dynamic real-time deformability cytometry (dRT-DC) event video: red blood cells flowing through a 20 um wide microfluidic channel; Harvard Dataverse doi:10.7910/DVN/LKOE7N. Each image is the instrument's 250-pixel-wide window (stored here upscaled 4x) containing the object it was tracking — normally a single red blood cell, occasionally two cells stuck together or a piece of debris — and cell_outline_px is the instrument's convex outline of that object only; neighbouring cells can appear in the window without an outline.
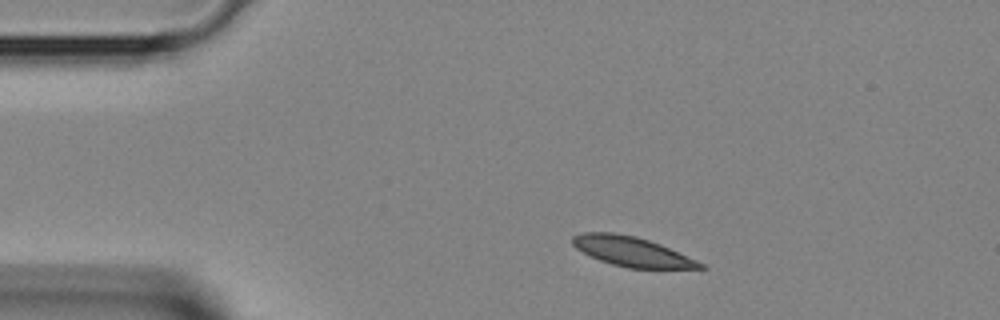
{"species": "Egyptian fruit bat (a non-hibernating species)", "species_latin": "Rousettus aegyptiacus", "temperature_condition": "room temperature", "stored_images_in_passage": 4, "segment_of_instrument_passage": [2, 2], "camera_frame_rate_fps": 3000, "um_per_image_px": 0.085, "animal": {"sex": "female"}, "frame": {"image": 1, "passage_image": 4, "time_ms": 1.0, "image_size_px": [1000, 320], "cell_outline_px": [[708, 268], [628, 268], [612, 264], [600, 260], [576, 248], [572, 244], [572, 236], [580, 232], [612, 232], [636, 236], [660, 244], [696, 260], [704, 264]], "centroid_in_image_um": [53.68, 21.37], "position_along_channel_um": 31.3, "area_um2": 21.79}}